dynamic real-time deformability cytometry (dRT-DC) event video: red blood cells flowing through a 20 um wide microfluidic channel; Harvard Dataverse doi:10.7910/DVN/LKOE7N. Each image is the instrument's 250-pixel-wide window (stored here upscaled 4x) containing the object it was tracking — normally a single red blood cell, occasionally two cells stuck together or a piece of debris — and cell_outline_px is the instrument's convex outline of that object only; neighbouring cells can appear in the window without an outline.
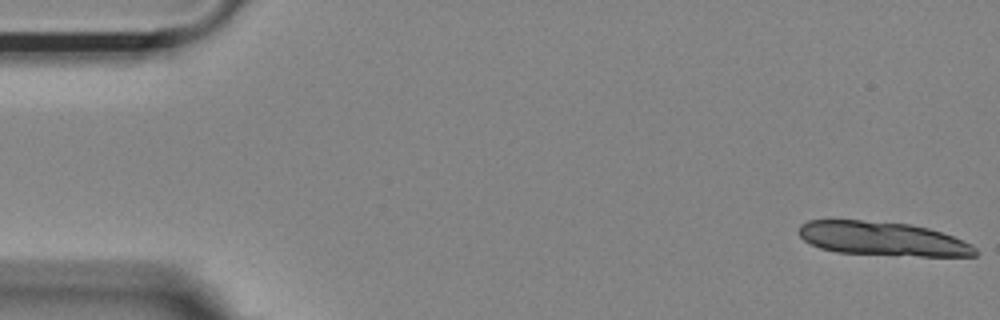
{"species": "Egyptian fruit bat (a non-hibernating species)", "species_latin": "Rousettus aegyptiacus", "temperature_condition": "room temperature", "stored_images_in_passage": 13, "camera_frame_rate_fps": 3000, "um_per_image_px": 0.085, "animal": {"sex": "female"}, "frame": {"image": 1, "passage_image": 1, "time_ms": 0.0, "image_size_px": [1000, 320], "cell_outline_px": [[980, 252], [976, 256], [920, 256], [836, 252], [820, 248], [804, 240], [800, 236], [800, 224], [808, 220], [860, 220], [912, 224], [928, 228], [952, 236], [972, 244]], "centroid_in_image_um": [75.05, 20.29], "position_along_channel_um": 10.0, "area_um2": 34.8}}